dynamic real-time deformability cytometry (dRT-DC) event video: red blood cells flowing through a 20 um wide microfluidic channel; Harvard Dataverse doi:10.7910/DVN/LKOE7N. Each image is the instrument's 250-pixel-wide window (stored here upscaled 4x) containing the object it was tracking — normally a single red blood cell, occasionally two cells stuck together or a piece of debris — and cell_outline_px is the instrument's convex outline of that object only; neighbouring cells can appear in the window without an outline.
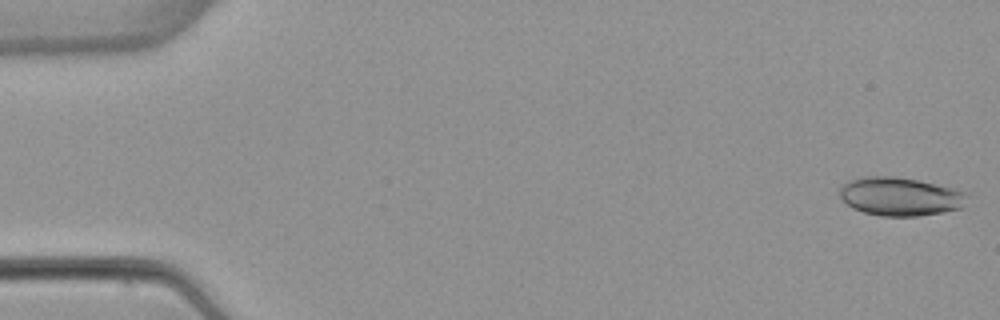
{"species": "common noctule bat (a hibernating species)", "species_latin": "Nyctalus noctula", "temperature_condition": "warm", "stored_images_in_passage": 6, "camera_frame_rate_fps": 3000, "um_per_image_px": 0.085, "animal": {"sex": "female", "body_mass_g": 22.7, "forearm_length_mm": 54.2}, "frame": {"image": 1, "passage_image": 1, "time_ms": 0.0, "image_size_px": [1000, 320], "cell_outline_px": [[968, 196], [964, 208], [916, 216], [880, 216], [864, 212], [852, 208], [840, 196], [840, 188], [848, 180], [864, 176], [896, 176], [956, 188], [968, 192]], "centroid_in_image_um": [76.55, 16.69], "position_along_channel_um": 8.4, "area_um2": 28.73}}
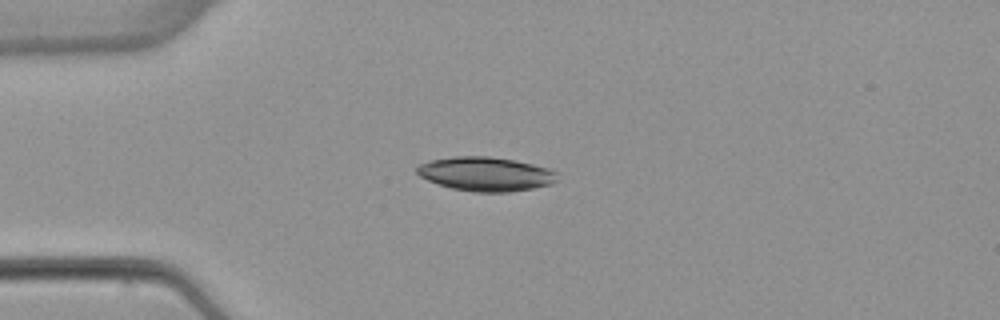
{"frame": {"image": 2, "passage_image": 4, "time_ms": 4.0, "image_size_px": [1000, 320], "cell_outline_px": [[556, 180], [552, 184], [532, 188], [508, 192], [472, 192], [452, 188], [428, 180], [420, 176], [416, 172], [416, 168], [420, 164], [428, 160], [452, 156], [488, 156], [512, 160], [532, 164], [548, 168], [556, 172]], "centroid_in_image_um": [41.25, 14.78], "position_along_channel_um": 43.7, "area_um2": 27.74}}
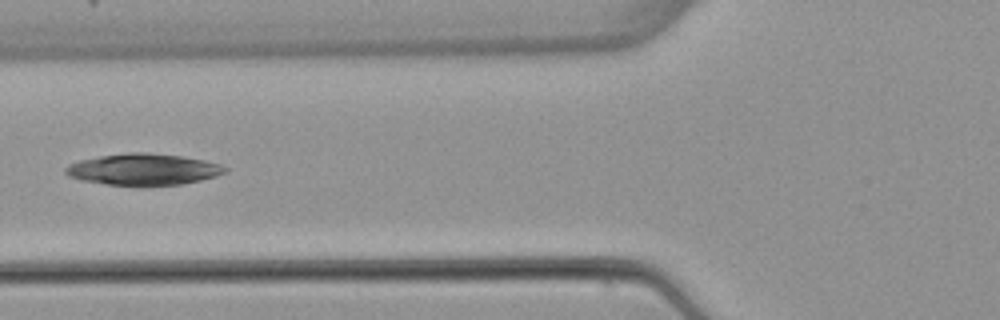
{"frame": {"image": 3, "passage_image": 6, "time_ms": 6.333, "image_size_px": [1000, 320], "cell_outline_px": [[228, 172], [216, 176], [200, 180], [180, 184], [140, 188], [108, 184], [80, 180], [68, 176], [64, 172], [64, 168], [68, 164], [80, 160], [100, 156], [128, 152], [144, 152], [184, 156], [204, 160], [220, 164], [228, 168]], "centroid_in_image_um": [12.18, 14.42], "position_along_channel_um": 113.6, "area_um2": 29.94}}